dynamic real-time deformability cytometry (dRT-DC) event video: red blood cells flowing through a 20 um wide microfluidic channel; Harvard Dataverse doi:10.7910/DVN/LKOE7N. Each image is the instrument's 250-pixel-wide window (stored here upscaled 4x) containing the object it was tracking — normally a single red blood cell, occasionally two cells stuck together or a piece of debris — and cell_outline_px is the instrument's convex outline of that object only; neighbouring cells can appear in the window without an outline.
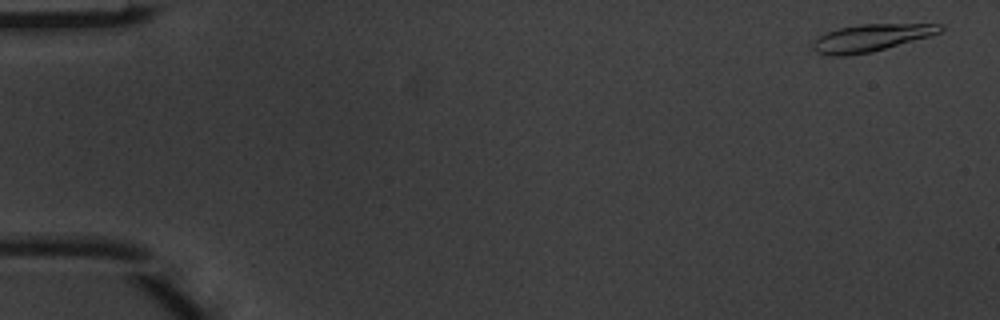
{"species": "common noctule bat (a hibernating species)", "species_latin": "Nyctalus noctula", "temperature_condition": "warm", "stored_images_in_passage": 3, "camera_frame_rate_fps": 3000, "um_per_image_px": 0.085, "animal": {"sex": "male", "body_mass_g": 20.1, "forearm_length_mm": 53.5}, "frame": {"image": 1, "passage_image": 1, "time_ms": 0.0, "image_size_px": [1000, 320], "cell_outline_px": [[944, 28], [940, 32], [928, 36], [872, 52], [848, 56], [828, 56], [816, 52], [812, 48], [812, 44], [820, 36], [828, 32], [840, 28], [860, 24], [944, 24]], "centroid_in_image_um": [74.01, 3.22], "position_along_channel_um": 11.0, "area_um2": 20.0}}